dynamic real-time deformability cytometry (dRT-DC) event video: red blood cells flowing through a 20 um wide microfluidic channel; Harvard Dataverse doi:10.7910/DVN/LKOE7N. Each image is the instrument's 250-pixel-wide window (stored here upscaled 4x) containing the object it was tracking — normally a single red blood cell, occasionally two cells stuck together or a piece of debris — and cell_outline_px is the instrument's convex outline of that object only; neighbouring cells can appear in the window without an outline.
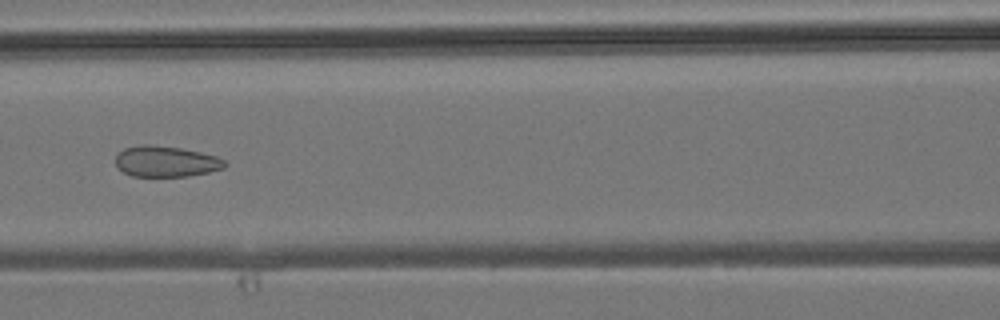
{"species": "common noctule bat (a hibernating species)", "species_latin": "Nyctalus noctula", "temperature_condition": "room temperature", "stored_images_in_passage": 5, "camera_frame_rate_fps": 3000, "um_per_image_px": 0.085, "animal": {"sex": "male", "body_mass_g": 19.2, "forearm_length_mm": 51.8}, "frame": {"image": 1, "passage_image": 5, "time_ms": 5.333, "image_size_px": [1000, 320], "cell_outline_px": [[228, 164], [224, 168], [208, 172], [188, 176], [132, 176], [116, 168], [116, 156], [124, 148], [140, 144], [148, 144], [180, 148], [200, 152], [216, 156], [224, 160]], "centroid_in_image_um": [14.09, 13.72], "position_along_channel_um": 152.5, "area_um2": 19.65}}